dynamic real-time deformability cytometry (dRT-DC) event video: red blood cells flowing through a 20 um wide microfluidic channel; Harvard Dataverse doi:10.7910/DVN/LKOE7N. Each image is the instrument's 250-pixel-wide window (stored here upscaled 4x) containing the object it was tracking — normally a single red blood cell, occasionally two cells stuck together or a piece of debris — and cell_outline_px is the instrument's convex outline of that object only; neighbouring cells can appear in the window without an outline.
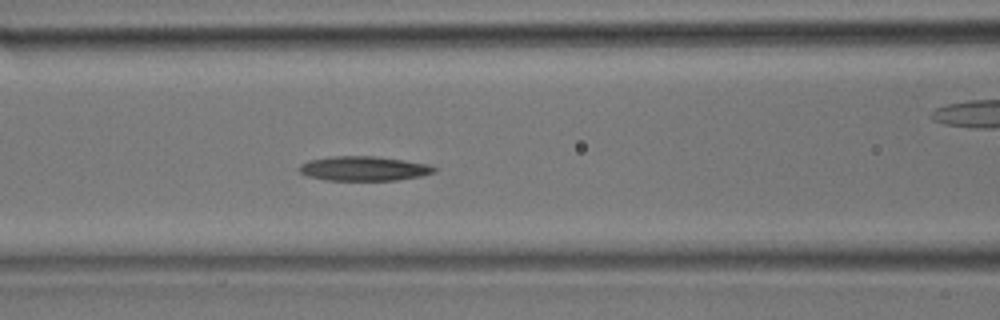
{"species": "common noctule bat (a hibernating species)", "species_latin": "Nyctalus noctula", "temperature_condition": "room temperature", "stored_images_in_passage": 31, "camera_frame_rate_fps": 3000, "um_per_image_px": 0.085, "animal": {"sex": "male", "body_mass_g": 17.9}, "frame": {"image": 1, "passage_image": 14, "time_ms": 4.333, "image_size_px": [1000, 320], "cell_outline_px": [[440, 168], [436, 172], [420, 176], [396, 180], [324, 180], [308, 176], [300, 172], [300, 164], [308, 160], [332, 156], [376, 156], [432, 164]], "centroid_in_image_um": [30.99, 14.32], "position_along_channel_um": 135.6, "area_um2": 19.48}}
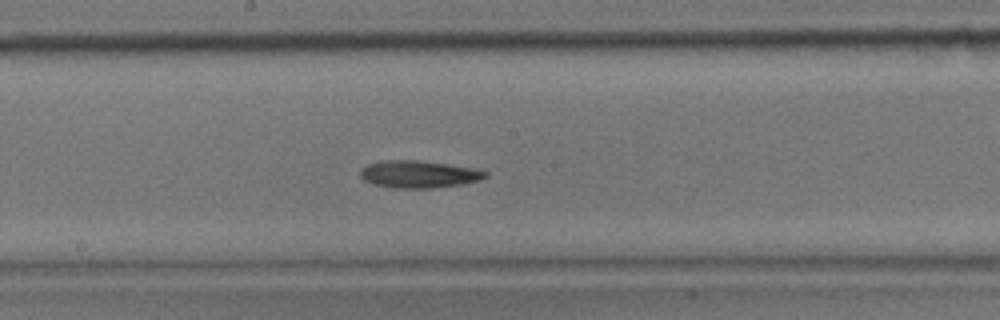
{"frame": {"image": 2, "passage_image": 18, "time_ms": 5.667, "image_size_px": [1000, 320], "cell_outline_px": [[488, 176], [480, 180], [464, 184], [432, 188], [392, 188], [372, 184], [364, 180], [360, 176], [360, 168], [368, 164], [384, 160], [416, 160], [448, 164], [476, 168], [488, 172]], "centroid_in_image_um": [35.6, 14.81], "position_along_channel_um": 212.6, "area_um2": 20.11}}